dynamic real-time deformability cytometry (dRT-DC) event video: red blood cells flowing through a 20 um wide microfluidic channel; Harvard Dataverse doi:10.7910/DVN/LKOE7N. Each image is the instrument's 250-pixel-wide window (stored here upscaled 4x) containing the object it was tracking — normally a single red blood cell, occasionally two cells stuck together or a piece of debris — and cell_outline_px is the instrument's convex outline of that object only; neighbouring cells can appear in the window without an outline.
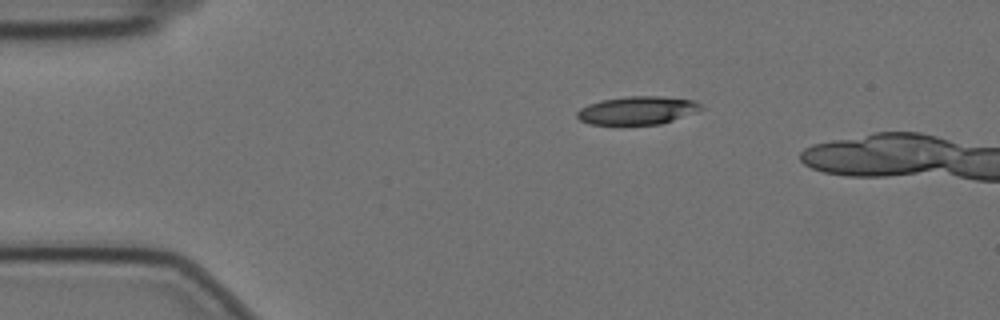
{"species": "Egyptian fruit bat (a non-hibernating species)", "species_latin": "Rousettus aegyptiacus", "temperature_condition": "cold", "stored_images_in_passage": 6, "camera_frame_rate_fps": 3000, "um_per_image_px": 0.085, "animal": {"sex": "female"}, "frame": {"image": 1, "passage_image": 2, "time_ms": 0.333, "image_size_px": [1000, 320], "cell_outline_px": [[704, 108], [696, 112], [660, 124], [588, 124], [580, 120], [576, 116], [576, 112], [580, 108], [588, 104], [600, 100], [628, 96], [660, 96], [696, 100]], "centroid_in_image_um": [54.16, 9.37], "position_along_channel_um": 30.8, "area_um2": 20.35}}